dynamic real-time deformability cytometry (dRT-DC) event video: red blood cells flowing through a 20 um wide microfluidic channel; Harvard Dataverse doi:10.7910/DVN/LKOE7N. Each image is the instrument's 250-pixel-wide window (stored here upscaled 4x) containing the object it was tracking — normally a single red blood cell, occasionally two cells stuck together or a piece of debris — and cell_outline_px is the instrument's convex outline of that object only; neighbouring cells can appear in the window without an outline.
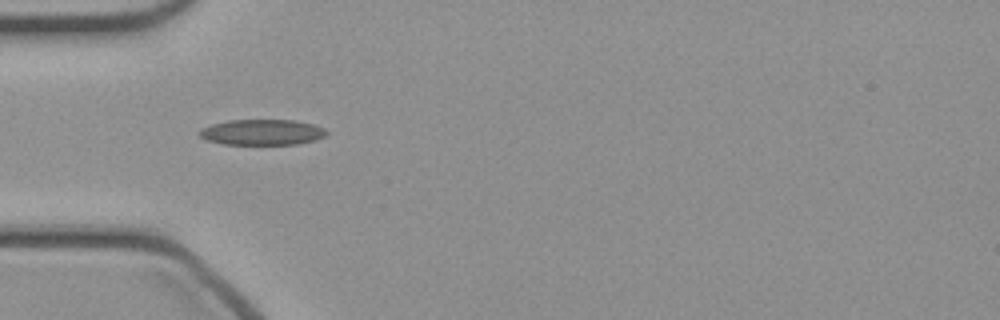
{"species": "common noctule bat (a hibernating species)", "species_latin": "Nyctalus noctula", "temperature_condition": "cold", "stored_images_in_passage": 47, "camera_frame_rate_fps": 3000, "um_per_image_px": 0.085, "animal": {"sex": "female", "body_mass_g": 21.9}, "frame": {"image": 1, "passage_image": 14, "time_ms": 4.333, "image_size_px": [1000, 320], "cell_outline_px": [[328, 132], [324, 136], [316, 140], [296, 144], [224, 144], [208, 140], [200, 136], [196, 132], [200, 128], [212, 124], [228, 120], [296, 120], [312, 124], [324, 128]], "centroid_in_image_um": [22.26, 11.23], "position_along_channel_um": 62.7, "area_um2": 19.02}}
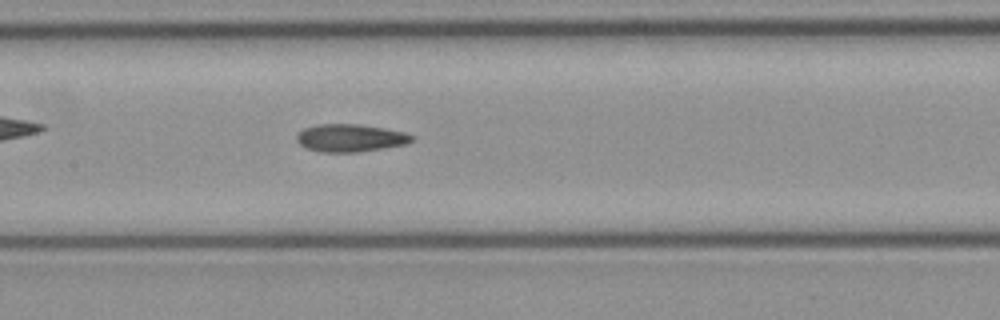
{"frame": {"image": 2, "passage_image": 22, "time_ms": 7.0, "image_size_px": [1000, 320], "cell_outline_px": [[416, 136], [408, 144], [384, 148], [356, 152], [320, 152], [308, 148], [300, 144], [296, 140], [296, 132], [304, 128], [316, 124], [360, 124], [384, 128], [404, 132]], "centroid_in_image_um": [29.77, 11.72], "position_along_channel_um": 177.6, "area_um2": 18.73}}
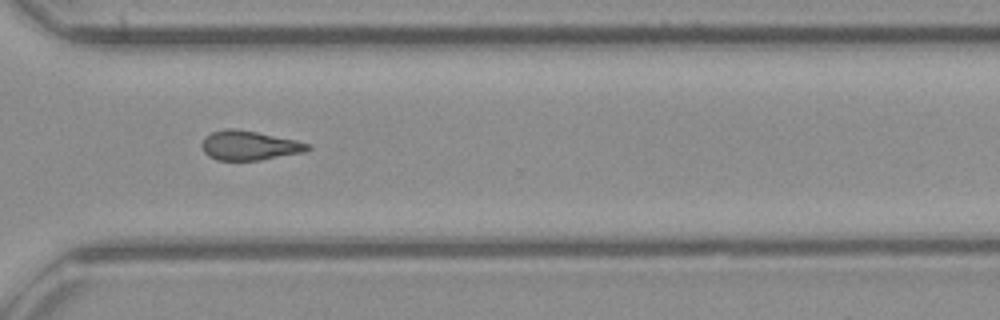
{"frame": {"image": 3, "passage_image": 34, "time_ms": 11.0, "image_size_px": [1000, 320], "cell_outline_px": [[312, 148], [304, 152], [260, 160], [216, 160], [208, 156], [204, 152], [200, 144], [204, 136], [212, 132], [224, 128], [236, 128], [296, 140], [308, 144]], "centroid_in_image_um": [21.14, 12.36], "position_along_channel_um": 349.5, "area_um2": 18.21}}